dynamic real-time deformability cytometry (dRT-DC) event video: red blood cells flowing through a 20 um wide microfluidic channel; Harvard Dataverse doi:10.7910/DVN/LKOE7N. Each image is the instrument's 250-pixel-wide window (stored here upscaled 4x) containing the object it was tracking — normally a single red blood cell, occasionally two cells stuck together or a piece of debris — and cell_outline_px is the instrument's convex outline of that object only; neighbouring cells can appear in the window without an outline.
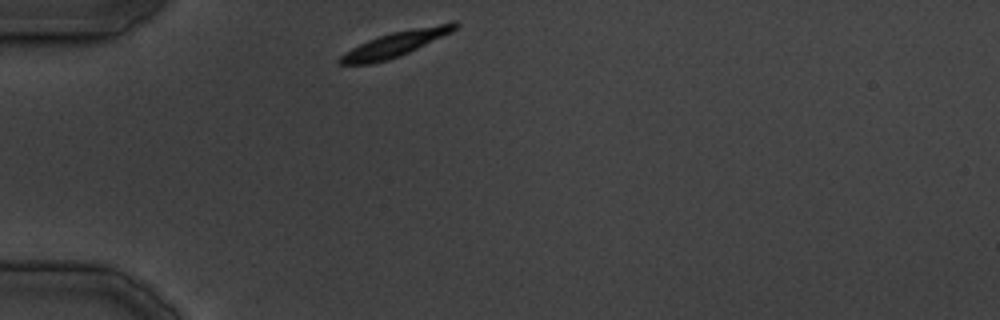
{"species": "common noctule bat (a hibernating species)", "species_latin": "Nyctalus noctula", "temperature_condition": "cold", "stored_images_in_passage": 26, "camera_frame_rate_fps": 3000, "um_per_image_px": 0.085, "animal": {"sex": "male", "body_mass_g": 19.5, "forearm_length_mm": 54.6}, "frame": {"image": 1, "passage_image": 1, "time_ms": 0.0, "image_size_px": [1000, 320], "cell_outline_px": [[460, 24], [452, 32], [408, 52], [388, 60], [368, 64], [340, 64], [336, 60], [344, 52], [368, 40], [392, 32], [452, 20], [460, 20]], "centroid_in_image_um": [33.67, 3.7], "position_along_channel_um": 51.3, "area_um2": 16.88}}
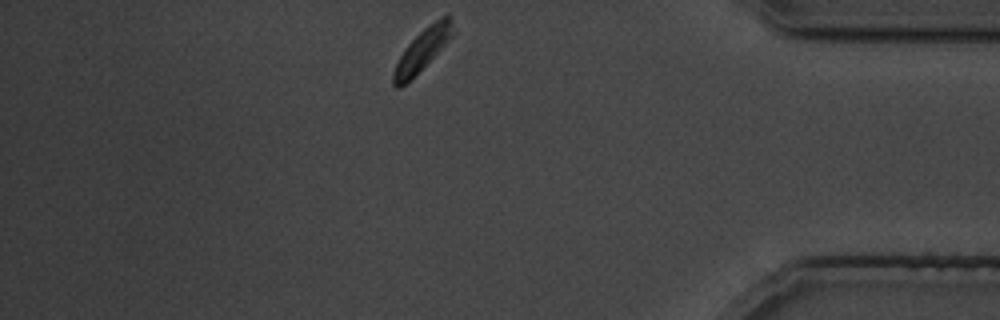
{"frame": {"image": 2, "passage_image": 26, "time_ms": 28.333, "image_size_px": [1000, 320], "cell_outline_px": [[456, 32], [400, 88], [396, 88], [392, 84], [392, 72], [400, 56], [408, 44], [428, 24], [440, 16], [448, 16]], "centroid_in_image_um": [35.87, 4.2], "position_along_channel_um": 399.3, "area_um2": 13.76}}